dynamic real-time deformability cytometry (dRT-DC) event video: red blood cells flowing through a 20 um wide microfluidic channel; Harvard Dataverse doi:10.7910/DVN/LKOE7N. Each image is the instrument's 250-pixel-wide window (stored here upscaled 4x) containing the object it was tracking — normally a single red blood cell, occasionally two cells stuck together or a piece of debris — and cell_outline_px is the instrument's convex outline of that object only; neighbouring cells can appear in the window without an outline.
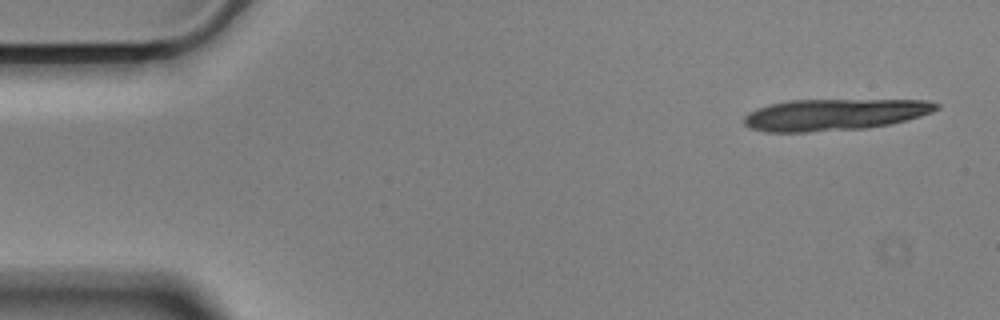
{"species": "Egyptian fruit bat (a non-hibernating species)", "species_latin": "Rousettus aegyptiacus", "temperature_condition": "cold", "stored_images_in_passage": 16, "camera_frame_rate_fps": 3000, "um_per_image_px": 0.085, "animal": {"sex": "male"}, "frame": {"image": 1, "passage_image": 1, "time_ms": 0.0, "image_size_px": [1000, 320], "cell_outline_px": [[940, 108], [932, 112], [920, 116], [888, 124], [868, 128], [808, 132], [764, 132], [748, 128], [744, 124], [744, 116], [748, 112], [756, 108], [788, 100], [928, 100], [940, 104]], "centroid_in_image_um": [70.89, 9.74], "position_along_channel_um": 14.1, "area_um2": 35.49}}